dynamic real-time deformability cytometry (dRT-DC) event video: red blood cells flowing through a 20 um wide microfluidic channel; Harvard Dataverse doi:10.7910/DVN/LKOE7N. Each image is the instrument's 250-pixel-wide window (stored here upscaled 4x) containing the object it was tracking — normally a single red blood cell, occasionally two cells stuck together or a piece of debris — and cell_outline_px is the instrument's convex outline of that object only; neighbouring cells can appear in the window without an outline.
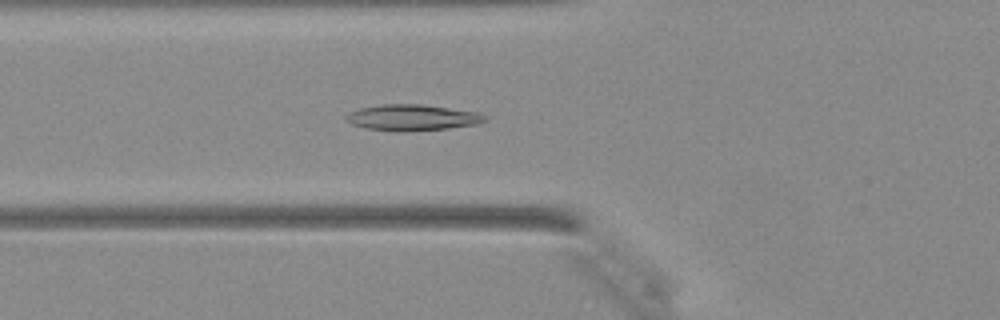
{"species": "Egyptian fruit bat (a non-hibernating species)", "species_latin": "Rousettus aegyptiacus", "temperature_condition": "warm", "stored_images_in_passage": 31, "camera_frame_rate_fps": 3000, "um_per_image_px": 0.085, "animal": {"sex": "female"}, "frame": {"image": 1, "passage_image": 4, "time_ms": 1.0, "image_size_px": [1000, 320], "cell_outline_px": [[488, 120], [476, 124], [448, 128], [404, 132], [364, 128], [352, 124], [344, 120], [344, 116], [348, 112], [360, 108], [384, 104], [420, 104], [480, 112], [488, 116]], "centroid_in_image_um": [35.04, 9.99], "position_along_channel_um": 90.8, "area_um2": 21.27}}
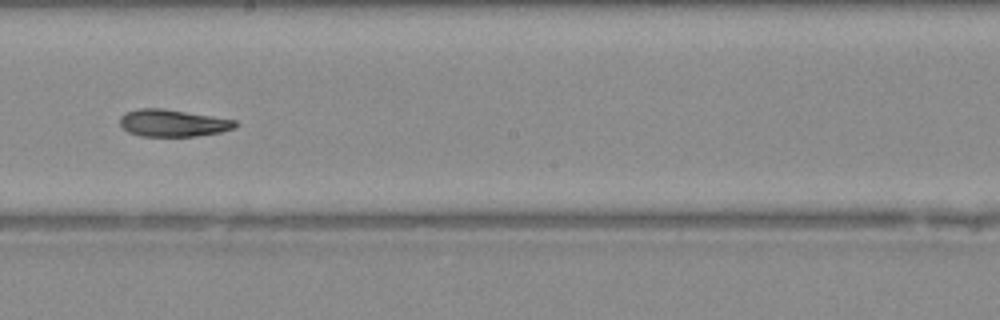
{"frame": {"image": 2, "passage_image": 13, "time_ms": 4.0, "image_size_px": [1000, 320], "cell_outline_px": [[236, 128], [220, 132], [196, 136], [140, 136], [128, 132], [120, 124], [120, 116], [128, 112], [140, 108], [160, 108], [236, 120]], "centroid_in_image_um": [14.68, 10.47], "position_along_channel_um": 233.5, "area_um2": 17.98}}
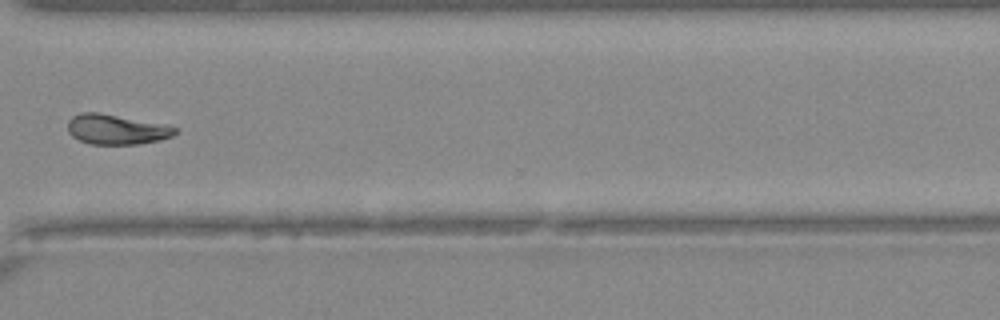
{"frame": {"image": 3, "passage_image": 21, "time_ms": 6.667, "image_size_px": [1000, 320], "cell_outline_px": [[176, 132], [172, 136], [160, 140], [140, 144], [88, 144], [72, 136], [68, 132], [68, 120], [72, 116], [84, 112], [100, 112], [176, 128]], "centroid_in_image_um": [9.81, 11.01], "position_along_channel_um": 360.8, "area_um2": 18.38}}